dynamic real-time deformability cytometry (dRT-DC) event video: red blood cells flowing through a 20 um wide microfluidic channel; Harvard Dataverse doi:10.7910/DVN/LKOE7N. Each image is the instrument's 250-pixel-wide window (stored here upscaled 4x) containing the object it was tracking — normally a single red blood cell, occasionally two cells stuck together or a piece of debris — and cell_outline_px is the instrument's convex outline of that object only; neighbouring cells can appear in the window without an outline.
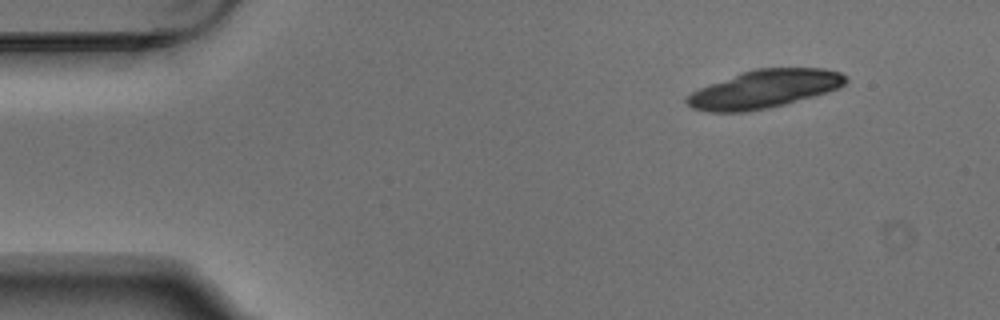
{"species": "Egyptian fruit bat (a non-hibernating species)", "species_latin": "Rousettus aegyptiacus", "temperature_condition": "warm", "stored_images_in_passage": 8, "camera_frame_rate_fps": 3000, "um_per_image_px": 0.085, "animal": {"sex": "male"}, "frame": {"image": 1, "passage_image": 1, "time_ms": 0.0, "image_size_px": [1000, 320], "cell_outline_px": [[848, 80], [840, 88], [828, 92], [784, 104], [768, 108], [744, 112], [708, 112], [692, 108], [684, 100], [684, 96], [700, 88], [740, 72], [756, 68], [824, 68], [840, 72], [848, 76]], "centroid_in_image_um": [64.97, 7.56], "position_along_channel_um": 20.0, "area_um2": 35.37}}